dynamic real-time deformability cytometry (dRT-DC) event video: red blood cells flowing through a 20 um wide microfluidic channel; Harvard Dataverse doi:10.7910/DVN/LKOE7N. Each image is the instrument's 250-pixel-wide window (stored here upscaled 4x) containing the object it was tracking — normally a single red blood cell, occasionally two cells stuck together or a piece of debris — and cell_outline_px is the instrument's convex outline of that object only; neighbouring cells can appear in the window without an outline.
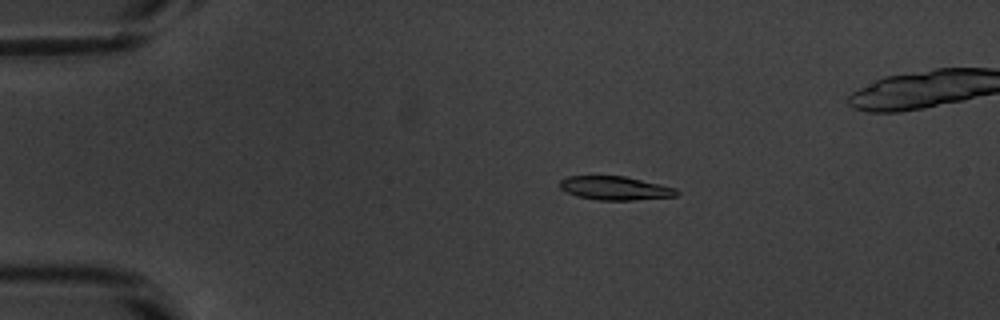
{"species": "common noctule bat (a hibernating species)", "species_latin": "Nyctalus noctula", "temperature_condition": "warm", "stored_images_in_passage": 54, "camera_frame_rate_fps": 3000, "um_per_image_px": 0.085, "animal": {"sex": "male", "body_mass_g": 20.1, "forearm_length_mm": 53.5}, "frame": {"image": 1, "passage_image": 11, "time_ms": 3.333, "image_size_px": [1000, 320], "cell_outline_px": [[680, 192], [676, 196], [632, 200], [596, 200], [576, 196], [560, 188], [560, 180], [568, 176], [624, 176], [660, 184], [676, 188]], "centroid_in_image_um": [52.29, 15.99], "position_along_channel_um": 32.7, "area_um2": 16.07}}
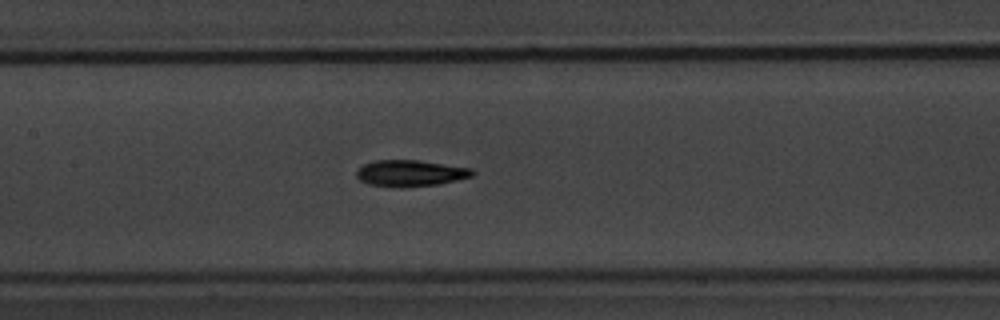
{"frame": {"image": 2, "passage_image": 26, "time_ms": 8.333, "image_size_px": [1000, 320], "cell_outline_px": [[476, 172], [472, 176], [440, 184], [368, 184], [360, 180], [356, 176], [356, 172], [364, 164], [376, 160], [416, 160], [472, 168]], "centroid_in_image_um": [34.93, 14.67], "position_along_channel_um": 172.5, "area_um2": 16.76}}
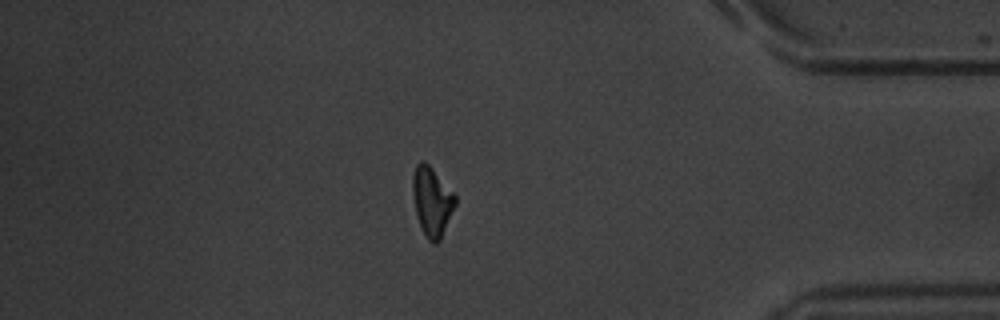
{"frame": {"image": 3, "passage_image": 46, "time_ms": 15.0, "image_size_px": [1000, 320], "cell_outline_px": [[456, 204], [440, 240], [436, 244], [432, 244], [428, 240], [420, 224], [416, 212], [412, 196], [412, 176], [416, 164], [420, 160], [424, 160], [432, 168], [456, 196]], "centroid_in_image_um": [36.7, 17.1], "position_along_channel_um": 398.5, "area_um2": 17.05}}